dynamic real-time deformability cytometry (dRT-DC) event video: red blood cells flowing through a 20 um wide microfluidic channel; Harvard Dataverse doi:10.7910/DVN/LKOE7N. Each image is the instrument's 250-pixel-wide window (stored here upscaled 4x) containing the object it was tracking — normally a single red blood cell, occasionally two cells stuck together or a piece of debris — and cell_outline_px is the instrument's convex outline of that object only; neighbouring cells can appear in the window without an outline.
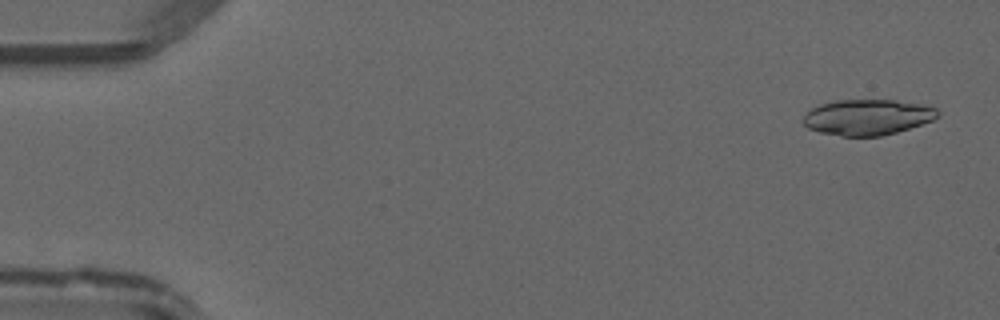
{"species": "common noctule bat (a hibernating species)", "species_latin": "Nyctalus noctula", "temperature_condition": "warm", "stored_images_in_passage": 46, "camera_frame_rate_fps": 3000, "um_per_image_px": 0.085, "animal": {"sex": "male", "forearm_length_mm": 52.5}, "frame": {"image": 1, "passage_image": 1, "time_ms": 0.0, "image_size_px": [1000, 320], "cell_outline_px": [[940, 116], [932, 120], [896, 132], [880, 136], [840, 136], [820, 132], [808, 128], [804, 124], [804, 112], [820, 104], [836, 100], [896, 100], [920, 104], [936, 108], [940, 112]], "centroid_in_image_um": [73.72, 9.95], "position_along_channel_um": 11.3, "area_um2": 27.92}}